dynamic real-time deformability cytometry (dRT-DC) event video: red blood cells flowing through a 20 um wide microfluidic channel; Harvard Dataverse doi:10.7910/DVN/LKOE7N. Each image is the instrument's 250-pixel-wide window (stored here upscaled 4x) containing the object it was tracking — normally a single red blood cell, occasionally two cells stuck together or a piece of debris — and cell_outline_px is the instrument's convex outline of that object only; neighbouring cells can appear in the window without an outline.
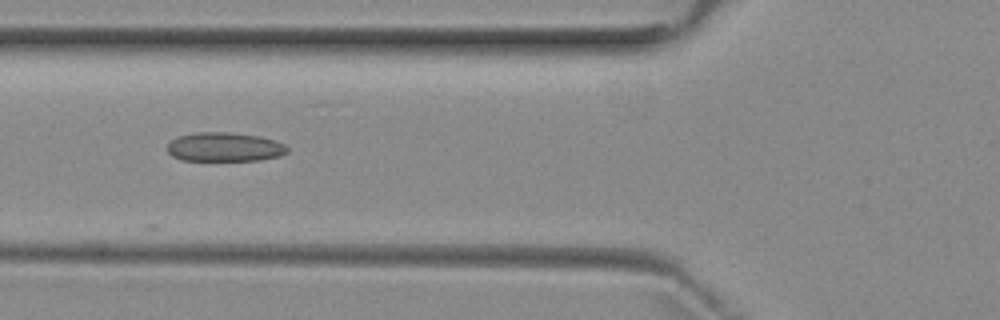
{"species": "common noctule bat (a hibernating species)", "species_latin": "Nyctalus noctula", "temperature_condition": "room temperature", "stored_images_in_passage": 6, "camera_frame_rate_fps": 3000, "um_per_image_px": 0.085, "animal": {"sex": "female", "body_mass_g": 29.2, "forearm_length_mm": 56.3}, "frame": {"image": 1, "passage_image": 5, "time_ms": 5.333, "image_size_px": [1000, 320], "cell_outline_px": [[288, 152], [280, 156], [260, 160], [180, 160], [172, 156], [168, 152], [168, 144], [176, 136], [196, 132], [228, 132], [260, 136], [276, 140], [284, 144], [288, 148]], "centroid_in_image_um": [19.09, 12.49], "position_along_channel_um": 106.7, "area_um2": 20.46}}